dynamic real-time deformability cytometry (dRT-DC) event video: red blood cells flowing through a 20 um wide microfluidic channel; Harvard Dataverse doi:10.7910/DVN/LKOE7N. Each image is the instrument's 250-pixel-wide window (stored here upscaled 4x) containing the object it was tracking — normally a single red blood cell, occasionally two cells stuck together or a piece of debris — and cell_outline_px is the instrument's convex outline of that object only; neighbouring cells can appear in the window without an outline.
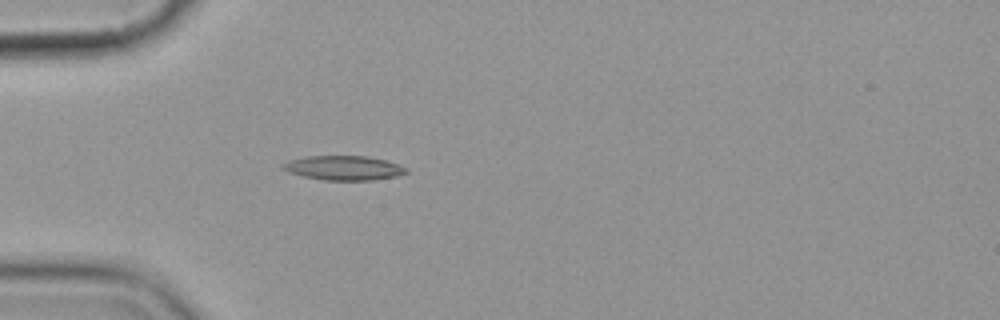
{"species": "common noctule bat (a hibernating species)", "species_latin": "Nyctalus noctula", "temperature_condition": "cold", "stored_images_in_passage": 6, "camera_frame_rate_fps": 3000, "um_per_image_px": 0.085, "animal": {"sex": "female", "body_mass_g": 19.9}, "frame": {"image": 1, "passage_image": 6, "time_ms": 5.667, "image_size_px": [1000, 320], "cell_outline_px": [[408, 172], [396, 176], [372, 180], [324, 180], [304, 176], [288, 172], [280, 168], [280, 164], [288, 160], [308, 156], [368, 156], [384, 160], [408, 168]], "centroid_in_image_um": [29.17, 14.27], "position_along_channel_um": 55.8, "area_um2": 17.51}}